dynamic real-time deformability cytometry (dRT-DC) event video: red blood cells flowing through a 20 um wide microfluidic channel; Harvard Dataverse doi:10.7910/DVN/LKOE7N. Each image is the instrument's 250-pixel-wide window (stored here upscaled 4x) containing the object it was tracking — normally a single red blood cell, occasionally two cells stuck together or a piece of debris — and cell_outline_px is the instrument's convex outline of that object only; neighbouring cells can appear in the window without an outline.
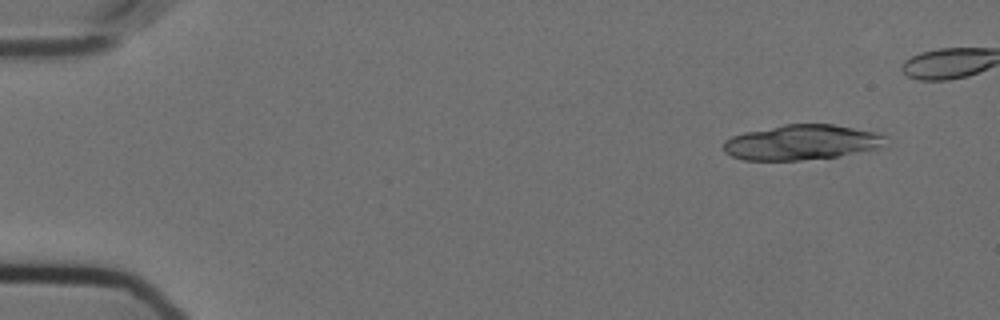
{"species": "Egyptian fruit bat (a non-hibernating species)", "species_latin": "Rousettus aegyptiacus", "temperature_condition": "cold", "stored_images_in_passage": 16, "camera_frame_rate_fps": 3000, "um_per_image_px": 0.085, "animal": {"sex": "female"}, "frame": {"image": 1, "passage_image": 1, "time_ms": 0.0, "image_size_px": [1000, 320], "cell_outline_px": [[884, 148], [836, 156], [800, 160], [744, 160], [732, 156], [724, 152], [720, 148], [720, 144], [724, 140], [732, 136], [744, 132], [784, 124], [832, 124], [876, 132], [884, 136]], "centroid_in_image_um": [68.08, 12.1], "position_along_channel_um": 16.9, "area_um2": 33.35}}